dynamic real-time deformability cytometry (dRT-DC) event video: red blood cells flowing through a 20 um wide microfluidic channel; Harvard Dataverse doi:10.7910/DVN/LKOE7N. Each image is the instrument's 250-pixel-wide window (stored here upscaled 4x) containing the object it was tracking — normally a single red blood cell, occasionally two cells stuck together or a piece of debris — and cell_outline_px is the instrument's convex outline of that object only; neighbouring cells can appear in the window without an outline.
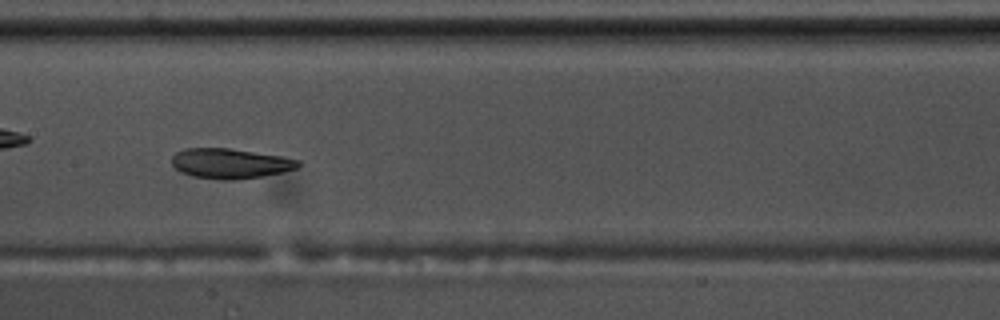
{"species": "common noctule bat (a hibernating species)", "species_latin": "Nyctalus noctula", "temperature_condition": "warm", "stored_images_in_passage": 43, "camera_frame_rate_fps": 3000, "um_per_image_px": 0.085, "animal": {"sex": "male", "body_mass_g": 17.5, "forearm_length_mm": 52.3}, "frame": {"image": 1, "passage_image": 13, "time_ms": 4.0, "image_size_px": [1000, 320], "cell_outline_px": [[300, 164], [296, 168], [280, 172], [260, 176], [236, 180], [220, 180], [192, 176], [180, 172], [172, 164], [172, 156], [176, 152], [184, 148], [228, 148], [280, 156], [300, 160]], "centroid_in_image_um": [19.51, 13.89], "position_along_channel_um": 187.9, "area_um2": 21.96}, "authors_computed_cell_mechanics": {"area_um2": 23.0044, "velocity_mm_per_s": 3.5314, "shape_relaxation_time_tau1_ms": 3.8882, "shape_relaxation_time_tau2_ms": 1.547, "deformation_change_tau1": 0.1127, "deformation_change_tau2": 0.0644}}